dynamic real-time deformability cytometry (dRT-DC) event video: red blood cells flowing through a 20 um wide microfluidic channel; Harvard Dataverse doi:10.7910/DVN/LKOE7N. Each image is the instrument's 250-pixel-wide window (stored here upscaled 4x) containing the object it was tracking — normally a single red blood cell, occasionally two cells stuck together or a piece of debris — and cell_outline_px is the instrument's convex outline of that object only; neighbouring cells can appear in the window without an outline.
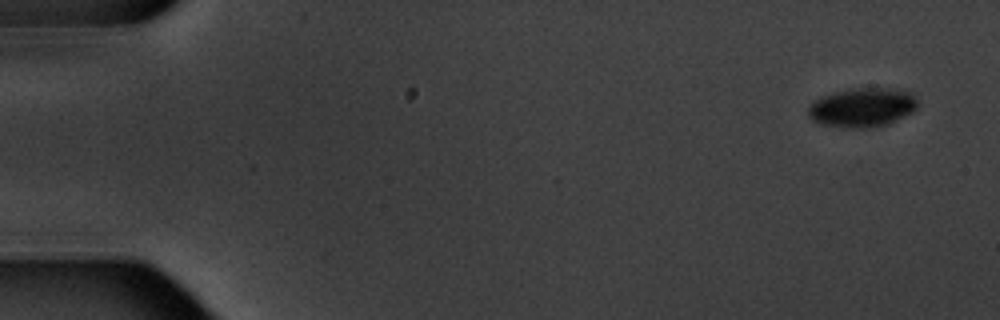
{"species": "common noctule bat (a hibernating species)", "species_latin": "Nyctalus noctula", "temperature_condition": "warm", "stored_images_in_passage": 11, "camera_frame_rate_fps": 3000, "um_per_image_px": 0.085, "animal": {"sex": "male", "body_mass_g": 20.1, "forearm_length_mm": 53.5}, "frame": {"image": 1, "passage_image": 1, "time_ms": 0.0, "image_size_px": [1000, 320], "cell_outline_px": [[916, 108], [912, 112], [888, 124], [876, 128], [844, 128], [820, 124], [812, 120], [808, 116], [808, 108], [816, 100], [824, 96], [836, 92], [860, 88], [892, 88], [912, 92], [916, 100]], "centroid_in_image_um": [73.31, 9.16], "position_along_channel_um": 11.7, "area_um2": 24.91}}
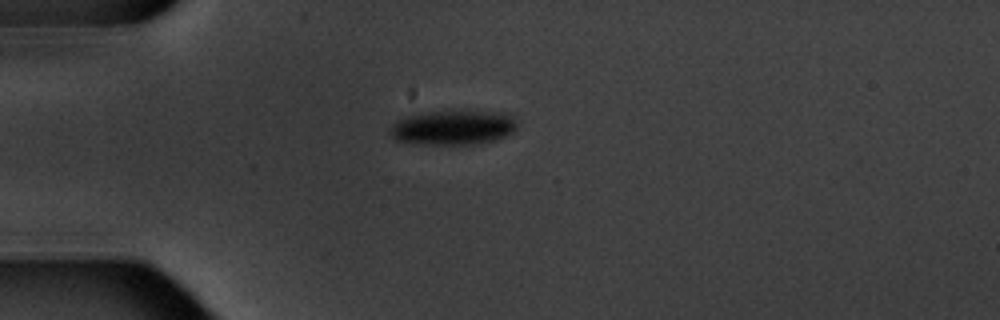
{"frame": {"image": 2, "passage_image": 4, "time_ms": 4.333, "image_size_px": [1000, 320], "cell_outline_px": [[516, 128], [512, 132], [496, 140], [476, 144], [424, 144], [396, 140], [388, 132], [392, 124], [396, 120], [408, 116], [448, 108], [460, 108], [504, 112], [512, 116], [516, 124]], "centroid_in_image_um": [38.53, 10.78], "position_along_channel_um": 46.5, "area_um2": 26.47}}